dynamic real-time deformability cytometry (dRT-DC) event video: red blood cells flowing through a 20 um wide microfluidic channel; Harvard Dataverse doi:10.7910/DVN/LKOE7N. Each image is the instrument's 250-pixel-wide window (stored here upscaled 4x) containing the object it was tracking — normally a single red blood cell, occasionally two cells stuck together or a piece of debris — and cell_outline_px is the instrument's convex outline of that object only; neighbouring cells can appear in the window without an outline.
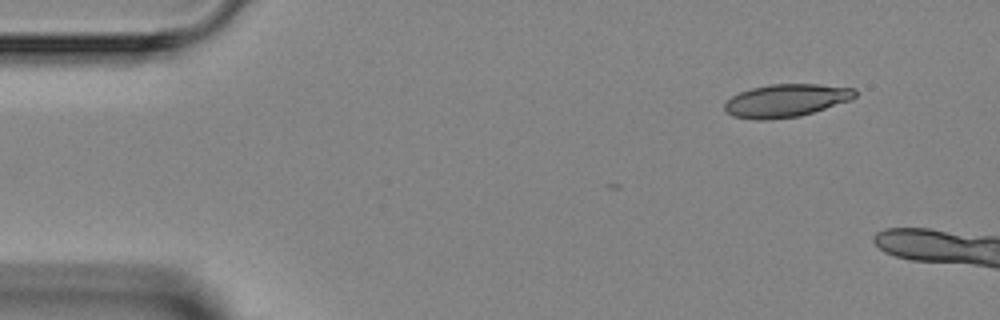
{"species": "Egyptian fruit bat (a non-hibernating species)", "species_latin": "Rousettus aegyptiacus", "temperature_condition": "room temperature", "stored_images_in_passage": 4, "camera_frame_rate_fps": 3000, "um_per_image_px": 0.085, "animal": {"sex": "female"}, "frame": {"image": 1, "passage_image": 1, "time_ms": 0.0, "image_size_px": [1000, 320], "cell_outline_px": [[856, 96], [852, 100], [800, 116], [764, 120], [756, 120], [732, 116], [724, 108], [724, 104], [732, 96], [740, 92], [752, 88], [768, 84], [820, 84], [856, 88]], "centroid_in_image_um": [66.84, 8.54], "position_along_channel_um": 18.2, "area_um2": 25.09}}